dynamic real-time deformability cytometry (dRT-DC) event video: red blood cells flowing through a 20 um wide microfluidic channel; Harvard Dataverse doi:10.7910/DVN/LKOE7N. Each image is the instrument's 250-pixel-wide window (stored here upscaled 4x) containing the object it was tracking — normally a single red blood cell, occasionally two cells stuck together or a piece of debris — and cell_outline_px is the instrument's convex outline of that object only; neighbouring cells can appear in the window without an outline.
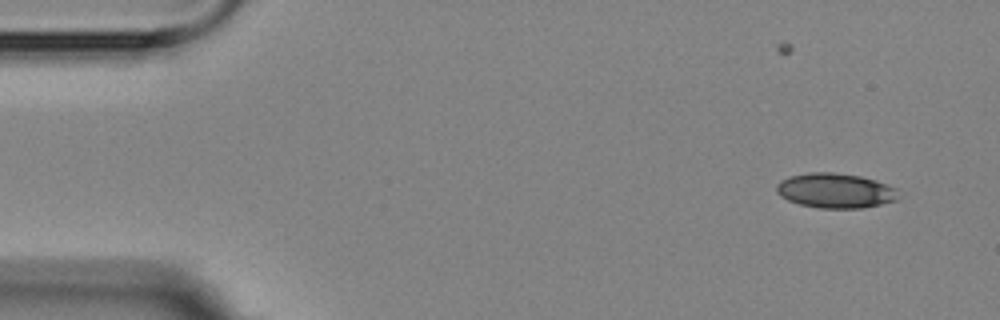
{"species": "Egyptian fruit bat (a non-hibernating species)", "species_latin": "Rousettus aegyptiacus", "temperature_condition": "room temperature", "stored_images_in_passage": 6, "camera_frame_rate_fps": 3000, "um_per_image_px": 0.085, "animal": {"sex": "female"}, "frame": {"image": 1, "passage_image": 1, "time_ms": 0.0, "image_size_px": [1000, 320], "cell_outline_px": [[896, 200], [864, 208], [820, 208], [800, 204], [788, 200], [780, 196], [776, 192], [776, 184], [780, 180], [792, 176], [808, 172], [832, 172], [860, 176], [876, 180], [896, 188]], "centroid_in_image_um": [70.97, 16.2], "position_along_channel_um": 14.0, "area_um2": 24.62}}
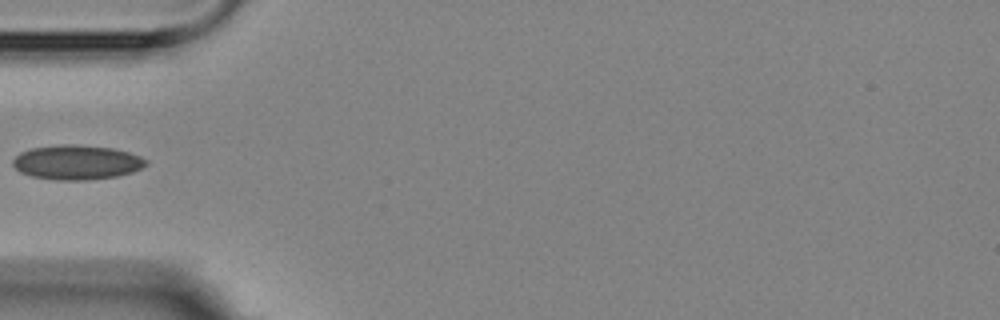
{"frame": {"image": 2, "passage_image": 5, "time_ms": 4.667, "image_size_px": [1000, 320], "cell_outline_px": [[148, 164], [132, 172], [116, 176], [84, 180], [56, 180], [32, 176], [20, 172], [12, 164], [12, 160], [20, 152], [32, 148], [60, 144], [76, 144], [112, 148], [128, 152], [140, 156], [148, 160]], "centroid_in_image_um": [6.52, 13.79], "position_along_channel_um": 78.5, "area_um2": 26.76}}
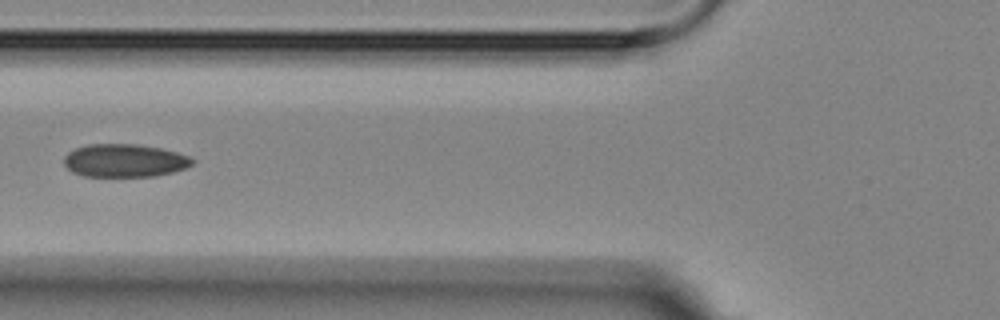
{"frame": {"image": 3, "passage_image": 6, "time_ms": 5.667, "image_size_px": [1000, 320], "cell_outline_px": [[196, 160], [192, 164], [184, 168], [172, 172], [156, 176], [84, 176], [72, 172], [64, 164], [64, 156], [68, 152], [76, 148], [88, 144], [136, 144], [160, 148], [176, 152], [188, 156]], "centroid_in_image_um": [10.57, 13.64], "position_along_channel_um": 115.2, "area_um2": 24.62}}